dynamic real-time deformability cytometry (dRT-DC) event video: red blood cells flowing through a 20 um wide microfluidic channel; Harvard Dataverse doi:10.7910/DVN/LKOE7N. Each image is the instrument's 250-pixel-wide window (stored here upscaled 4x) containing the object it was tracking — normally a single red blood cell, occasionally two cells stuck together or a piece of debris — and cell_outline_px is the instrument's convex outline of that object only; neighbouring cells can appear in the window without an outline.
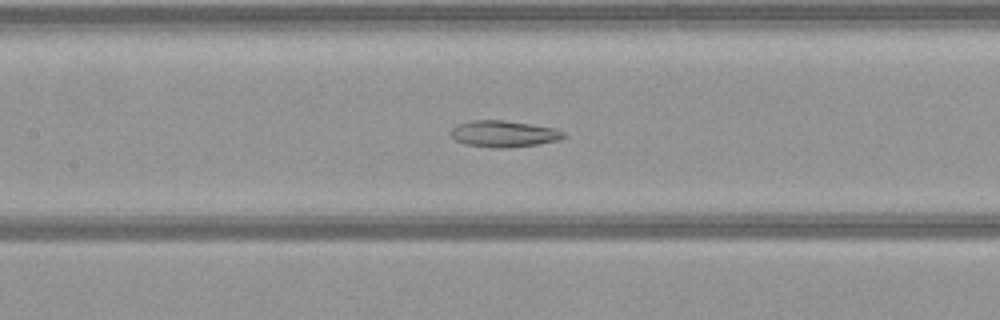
{"species": "common noctule bat (a hibernating species)", "species_latin": "Nyctalus noctula", "temperature_condition": "warm", "stored_images_in_passage": 53, "camera_frame_rate_fps": 3000, "um_per_image_px": 0.085, "animal": {"sex": "female", "body_mass_g": 21.9}, "frame": {"image": 1, "passage_image": 23, "time_ms": 7.333, "image_size_px": [1000, 320], "cell_outline_px": [[568, 136], [560, 140], [536, 144], [504, 148], [492, 148], [464, 144], [456, 140], [452, 136], [452, 128], [456, 124], [472, 120], [504, 120], [556, 128], [564, 132]], "centroid_in_image_um": [42.84, 11.37], "position_along_channel_um": 164.6, "area_um2": 17.46}}
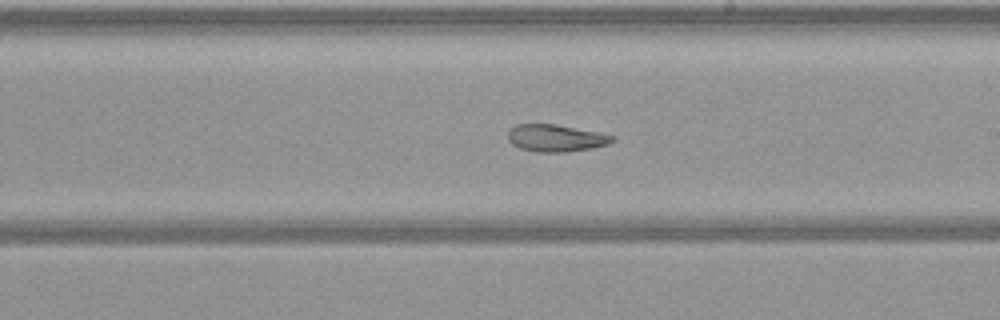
{"frame": {"image": 2, "passage_image": 29, "time_ms": 9.333, "image_size_px": [1000, 320], "cell_outline_px": [[616, 140], [608, 144], [592, 148], [568, 152], [536, 152], [520, 148], [512, 144], [508, 140], [508, 128], [516, 124], [556, 124], [616, 136]], "centroid_in_image_um": [47.23, 11.74], "position_along_channel_um": 241.8, "area_um2": 16.65}}
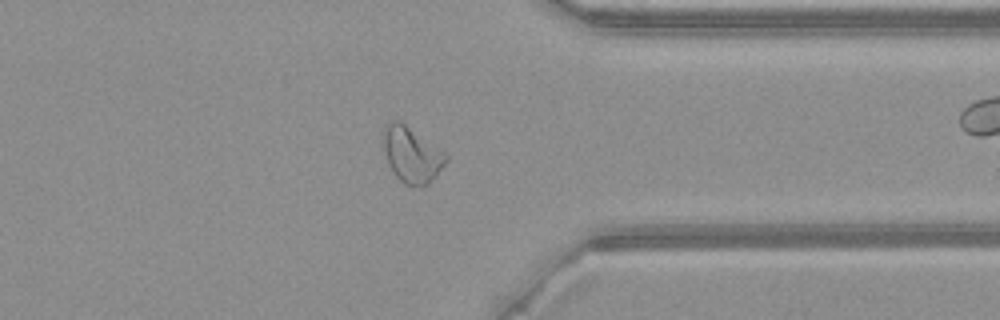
{"frame": {"image": 3, "passage_image": 40, "time_ms": 13.0, "image_size_px": [1000, 320], "cell_outline_px": [[448, 160], [436, 176], [428, 184], [420, 188], [404, 184], [396, 176], [384, 152], [384, 128], [388, 120], [400, 120], [444, 152], [448, 156]], "centroid_in_image_um": [35.01, 13.16], "position_along_channel_um": 376.4, "area_um2": 20.17}}